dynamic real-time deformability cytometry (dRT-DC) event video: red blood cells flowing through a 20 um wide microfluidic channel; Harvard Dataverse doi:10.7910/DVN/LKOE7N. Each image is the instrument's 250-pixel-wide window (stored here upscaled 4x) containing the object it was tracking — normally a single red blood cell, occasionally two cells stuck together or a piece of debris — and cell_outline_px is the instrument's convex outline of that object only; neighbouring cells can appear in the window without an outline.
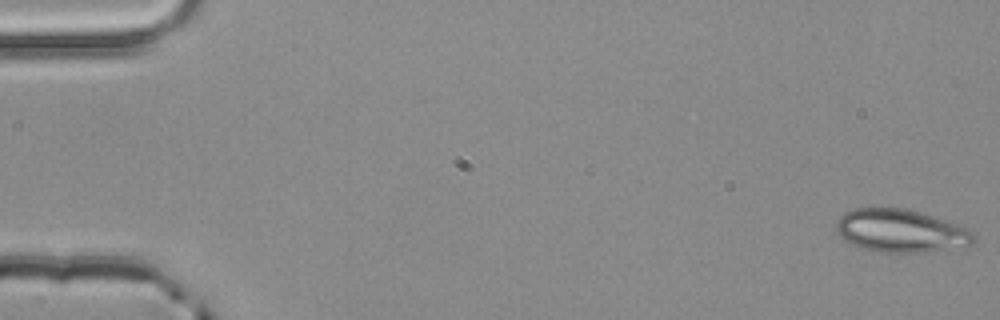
{"species": "common noctule bat (a hibernating species)", "species_latin": "Nyctalus noctula", "temperature_condition": "room temperature", "stored_images_in_passage": 5, "segment_of_instrument_passage": [1, 2], "camera_frame_rate_fps": 3000, "um_per_image_px": 0.085, "animal": {"sex": "male", "body_mass_g": 20.4}, "frame": {"image": 1, "passage_image": 1, "time_ms": 0.0, "image_size_px": [1000, 320], "cell_outline_px": [[976, 240], [972, 244], [928, 252], [884, 252], [864, 248], [852, 244], [840, 236], [836, 232], [836, 220], [844, 212], [856, 208], [908, 208], [956, 224], [972, 232], [976, 236]], "centroid_in_image_um": [76.53, 19.61], "position_along_channel_um": 8.5, "area_um2": 34.1}}